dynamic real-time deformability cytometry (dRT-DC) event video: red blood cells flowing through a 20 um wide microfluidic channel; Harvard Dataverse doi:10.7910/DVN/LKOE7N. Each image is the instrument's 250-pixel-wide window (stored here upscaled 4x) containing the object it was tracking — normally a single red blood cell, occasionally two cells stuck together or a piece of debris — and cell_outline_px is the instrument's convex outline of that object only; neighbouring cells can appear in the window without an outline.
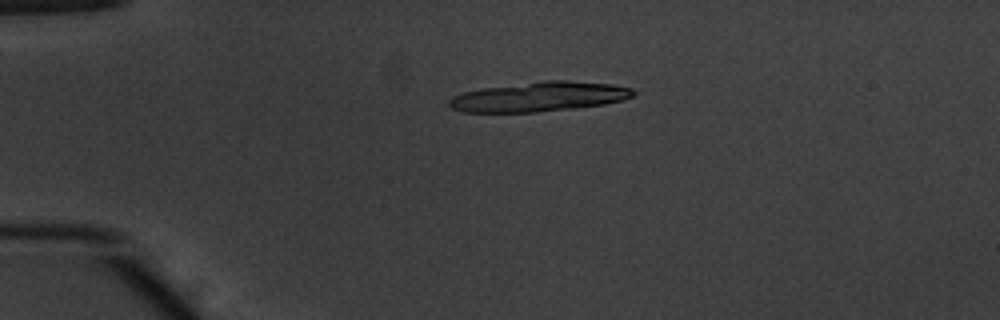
{"species": "common noctule bat (a hibernating species)", "species_latin": "Nyctalus noctula", "temperature_condition": "warm", "stored_images_in_passage": 9, "camera_frame_rate_fps": 3000, "um_per_image_px": 0.085, "animal": {"sex": "male", "body_mass_g": 20.1, "forearm_length_mm": 53.5}, "frame": {"image": 1, "passage_image": 1, "time_ms": 0.0, "image_size_px": [1000, 320], "cell_outline_px": [[636, 92], [632, 96], [624, 100], [604, 104], [576, 108], [536, 112], [464, 112], [452, 108], [448, 104], [448, 100], [452, 96], [464, 92], [484, 88], [544, 80], [568, 80], [612, 84], [632, 88]], "centroid_in_image_um": [45.85, 8.22], "position_along_channel_um": 39.1, "area_um2": 31.85}}